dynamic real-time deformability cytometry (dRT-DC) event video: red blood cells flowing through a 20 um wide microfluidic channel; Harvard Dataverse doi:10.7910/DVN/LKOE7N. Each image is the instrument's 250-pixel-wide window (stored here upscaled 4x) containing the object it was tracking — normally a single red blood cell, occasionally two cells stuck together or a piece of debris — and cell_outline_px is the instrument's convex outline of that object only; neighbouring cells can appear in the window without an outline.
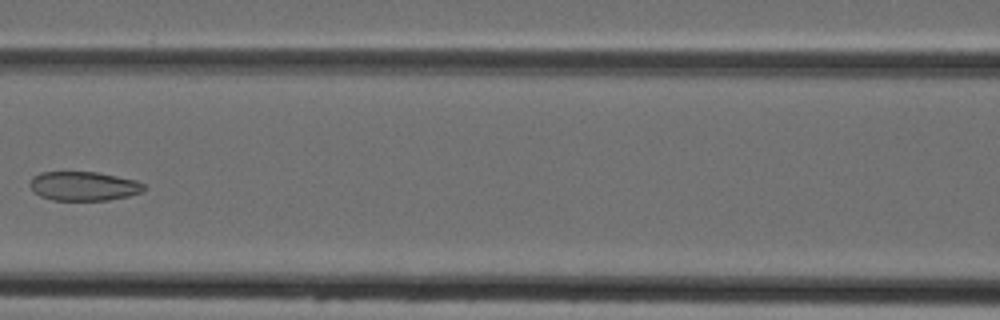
{"species": "Egyptian fruit bat (a non-hibernating species)", "species_latin": "Rousettus aegyptiacus", "temperature_condition": "cold", "stored_images_in_passage": 7, "camera_frame_rate_fps": 3000, "um_per_image_px": 0.085, "animal": {"sex": "female"}, "frame": {"image": 1, "passage_image": 6, "time_ms": 6.0, "image_size_px": [1000, 320], "cell_outline_px": [[144, 192], [128, 196], [108, 200], [52, 200], [40, 196], [28, 184], [32, 176], [40, 172], [96, 172], [136, 180], [144, 184]], "centroid_in_image_um": [7.1, 15.82], "position_along_channel_um": 159.5, "area_um2": 19.36}}
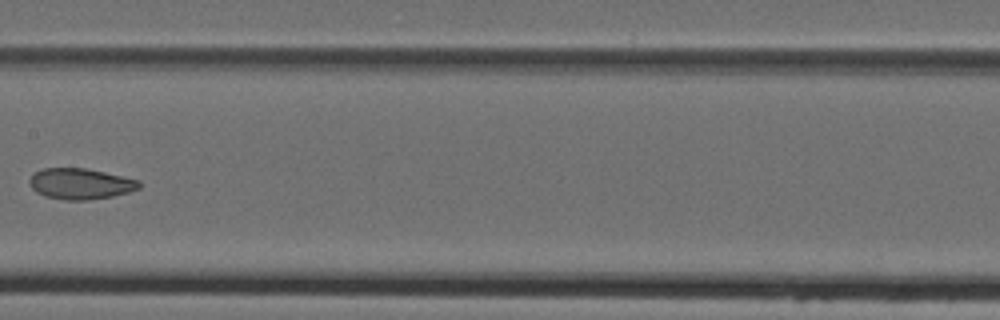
{"frame": {"image": 2, "passage_image": 7, "time_ms": 7.0, "image_size_px": [1000, 320], "cell_outline_px": [[140, 188], [128, 192], [112, 196], [88, 200], [64, 200], [44, 196], [36, 192], [32, 188], [28, 180], [36, 172], [44, 168], [84, 168], [104, 172], [140, 180]], "centroid_in_image_um": [6.83, 15.63], "position_along_channel_um": 200.6, "area_um2": 19.65}}